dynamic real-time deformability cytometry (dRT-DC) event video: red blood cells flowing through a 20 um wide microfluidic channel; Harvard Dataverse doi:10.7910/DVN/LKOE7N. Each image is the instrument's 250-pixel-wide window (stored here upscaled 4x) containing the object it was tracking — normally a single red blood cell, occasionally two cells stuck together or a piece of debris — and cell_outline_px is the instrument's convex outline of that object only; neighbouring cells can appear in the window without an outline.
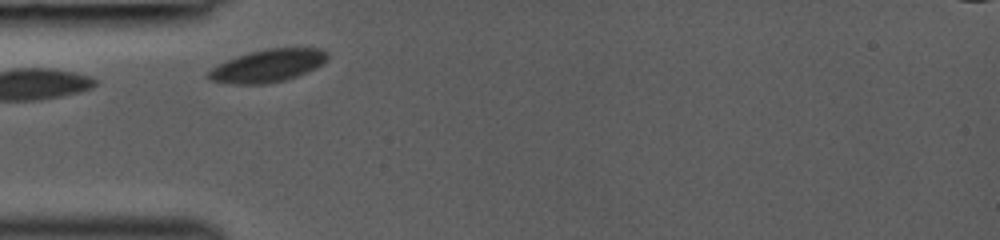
{"species": "common noctule bat (a hibernating species)", "species_latin": "Nyctalus noctula", "temperature_condition": "room temperature", "stored_images_in_passage": 28, "camera_frame_rate_fps": 3000, "um_per_image_px": 0.085, "animal": {"sex": "female", "body_mass_g": 19.0, "forearm_length_mm": 53.3}, "frame": {"image": 1, "passage_image": 1, "time_ms": 0.0, "image_size_px": [1000, 240], "cell_outline_px": [[328, 60], [316, 68], [296, 76], [284, 80], [264, 84], [232, 84], [212, 80], [208, 76], [208, 72], [212, 68], [236, 56], [268, 48], [320, 48], [328, 52]], "centroid_in_image_um": [22.81, 5.58], "position_along_channel_um": 62.2, "area_um2": 22.37}}
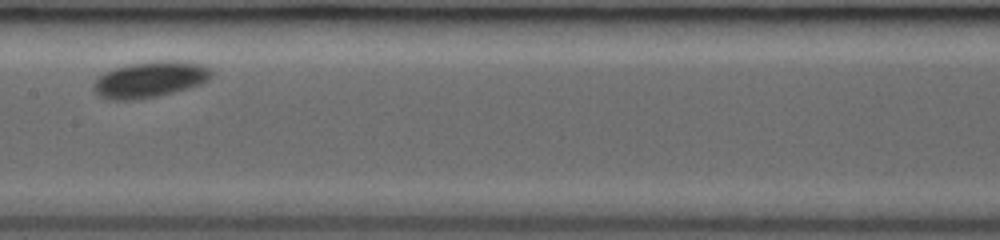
{"frame": {"image": 2, "passage_image": 10, "time_ms": 3.333, "image_size_px": [1000, 240], "cell_outline_px": [[212, 72], [208, 80], [200, 84], [172, 92], [156, 96], [136, 100], [108, 100], [100, 96], [92, 88], [96, 80], [100, 76], [116, 68], [128, 64], [152, 60], [180, 60], [196, 64], [208, 68]], "centroid_in_image_um": [12.72, 6.75], "position_along_channel_um": 194.7, "area_um2": 24.45}}
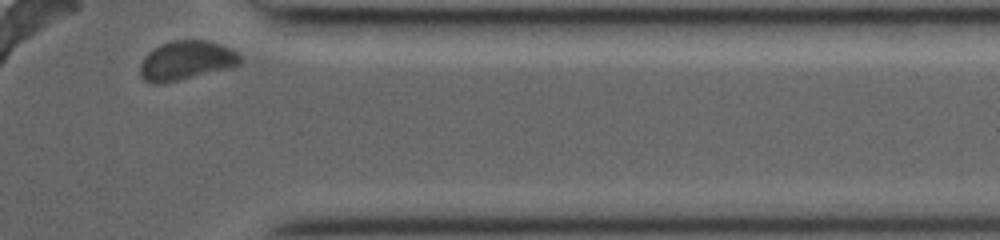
{"frame": {"image": 3, "passage_image": 25, "time_ms": 8.333, "image_size_px": [1000, 240], "cell_outline_px": [[240, 64], [160, 84], [152, 84], [144, 80], [140, 76], [140, 64], [144, 56], [148, 52], [160, 44], [172, 40], [204, 40], [220, 44], [232, 48], [240, 56]], "centroid_in_image_um": [15.76, 5.12], "position_along_channel_um": 395.6, "area_um2": 22.43}}